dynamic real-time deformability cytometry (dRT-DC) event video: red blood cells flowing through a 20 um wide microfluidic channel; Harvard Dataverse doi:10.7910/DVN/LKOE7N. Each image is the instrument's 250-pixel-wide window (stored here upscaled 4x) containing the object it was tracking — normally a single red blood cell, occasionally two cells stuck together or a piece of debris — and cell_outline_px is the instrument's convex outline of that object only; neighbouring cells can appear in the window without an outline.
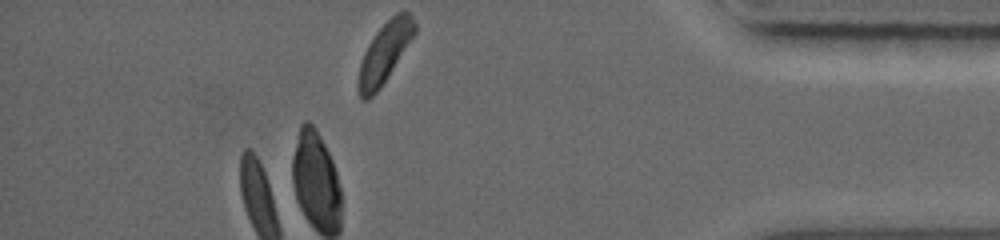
{"species": "common noctule bat (a hibernating species)", "species_latin": "Nyctalus noctula", "temperature_condition": "warm", "stored_images_in_passage": 23, "camera_frame_rate_fps": 5000, "um_per_image_px": 0.085, "animal": {"sex": "female", "body_mass_g": 19.0, "forearm_length_mm": 56.7}, "frame": {"image": 1, "passage_image": 23, "time_ms": 9.4, "image_size_px": [1000, 240], "cell_outline_px": [[416, 32], [380, 88], [368, 100], [364, 100], [360, 96], [360, 64], [364, 52], [368, 44], [376, 32], [396, 12], [408, 12], [412, 16], [416, 24]], "centroid_in_image_um": [32.72, 4.44], "position_along_channel_um": 402.5, "area_um2": 19.02}}